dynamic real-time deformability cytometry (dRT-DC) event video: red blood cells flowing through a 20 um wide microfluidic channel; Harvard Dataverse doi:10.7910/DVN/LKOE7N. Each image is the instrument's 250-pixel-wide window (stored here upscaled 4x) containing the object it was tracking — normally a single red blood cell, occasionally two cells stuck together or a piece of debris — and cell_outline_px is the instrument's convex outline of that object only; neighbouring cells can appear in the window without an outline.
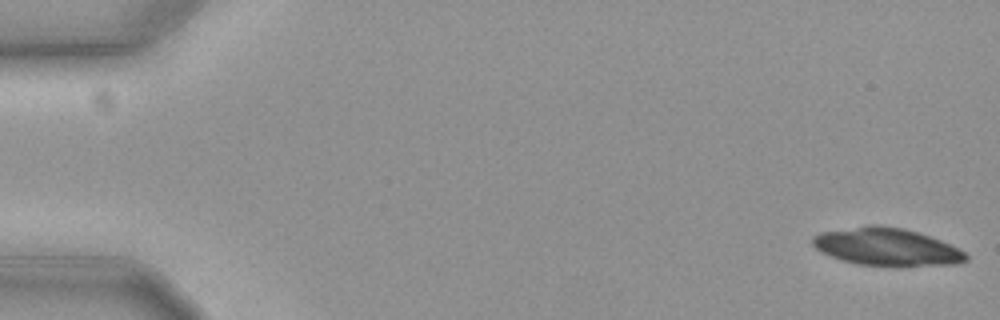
{"species": "common noctule bat (a hibernating species)", "species_latin": "Nyctalus noctula", "temperature_condition": "cold", "stored_images_in_passage": 29, "camera_frame_rate_fps": 3000, "um_per_image_px": 0.085, "animal": {"sex": "female", "body_mass_g": 19.3, "forearm_length_mm": 54.1}, "frame": {"image": 1, "passage_image": 1, "time_ms": 0.0, "image_size_px": [1000, 320], "cell_outline_px": [[968, 260], [952, 264], [856, 264], [820, 252], [812, 244], [812, 236], [820, 232], [872, 224], [876, 224], [904, 228], [940, 240], [964, 252], [968, 256]], "centroid_in_image_um": [75.29, 20.94], "position_along_channel_um": 9.7, "area_um2": 32.6}}
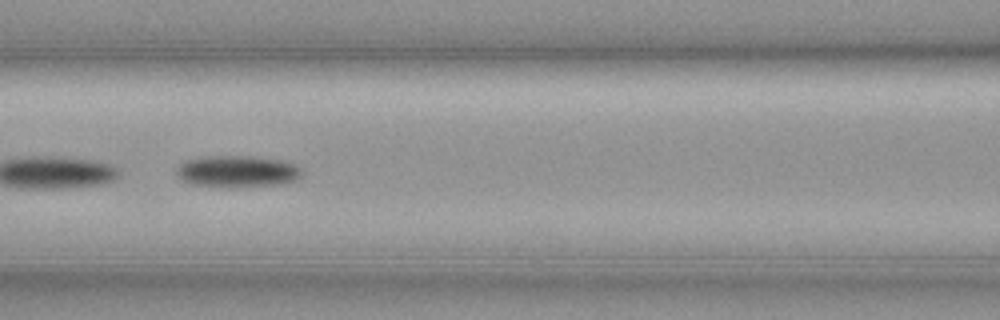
{"frame": {"image": 2, "passage_image": 26, "time_ms": 8.333, "image_size_px": [1000, 320], "cell_outline_px": [[304, 172], [296, 180], [280, 184], [228, 188], [224, 188], [192, 184], [180, 180], [176, 176], [176, 168], [184, 160], [200, 156], [252, 156], [284, 160], [296, 164]], "centroid_in_image_um": [20.14, 14.57], "position_along_channel_um": 146.5, "area_um2": 23.81}}